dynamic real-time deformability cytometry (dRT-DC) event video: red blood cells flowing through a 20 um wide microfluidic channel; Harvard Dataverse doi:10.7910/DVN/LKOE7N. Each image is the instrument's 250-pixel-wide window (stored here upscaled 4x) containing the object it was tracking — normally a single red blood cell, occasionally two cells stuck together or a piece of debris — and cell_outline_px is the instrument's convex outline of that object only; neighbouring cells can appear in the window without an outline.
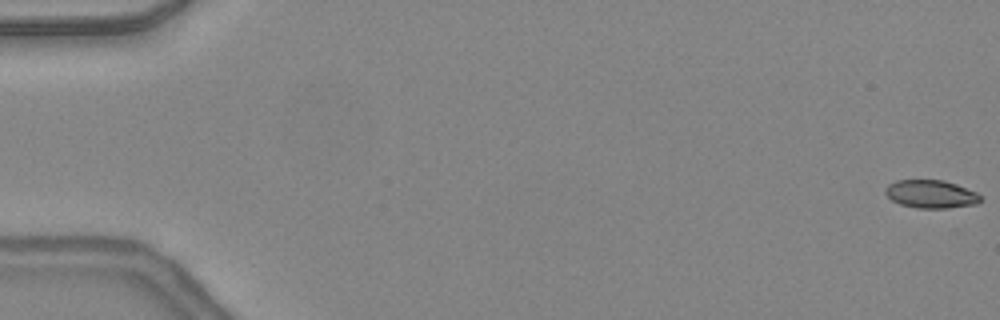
{"species": "common noctule bat (a hibernating species)", "species_latin": "Nyctalus noctula", "temperature_condition": "warm", "stored_images_in_passage": 48, "camera_frame_rate_fps": 3000, "um_per_image_px": 0.085, "animal": {"sex": "female", "body_mass_g": 24.6, "forearm_length_mm": 56.2}, "frame": {"image": 1, "passage_image": 1, "time_ms": 0.0, "image_size_px": [1000, 320], "cell_outline_px": [[980, 200], [976, 204], [948, 208], [916, 208], [900, 204], [892, 200], [884, 192], [884, 188], [888, 184], [896, 180], [944, 180], [956, 184], [976, 192], [980, 196]], "centroid_in_image_um": [79.09, 16.49], "position_along_channel_um": 5.9, "area_um2": 15.55}}
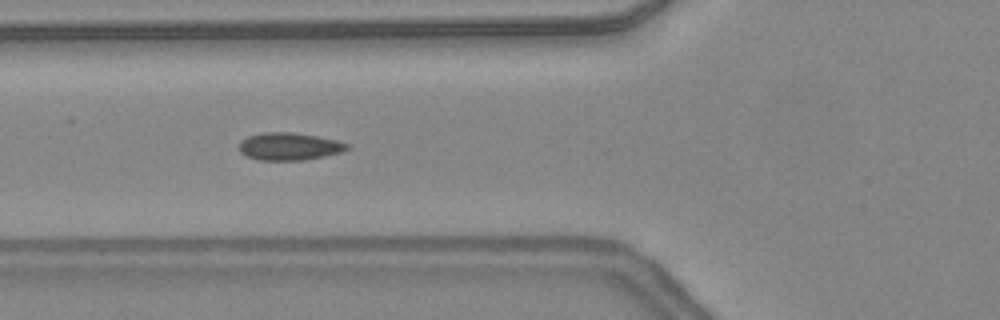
{"frame": {"image": 2, "passage_image": 19, "time_ms": 6.0, "image_size_px": [1000, 320], "cell_outline_px": [[348, 148], [340, 152], [324, 156], [304, 160], [260, 160], [248, 156], [240, 152], [240, 140], [248, 136], [264, 132], [292, 132], [316, 136], [336, 140], [348, 144]], "centroid_in_image_um": [24.56, 12.44], "position_along_channel_um": 101.2, "area_um2": 17.11}}
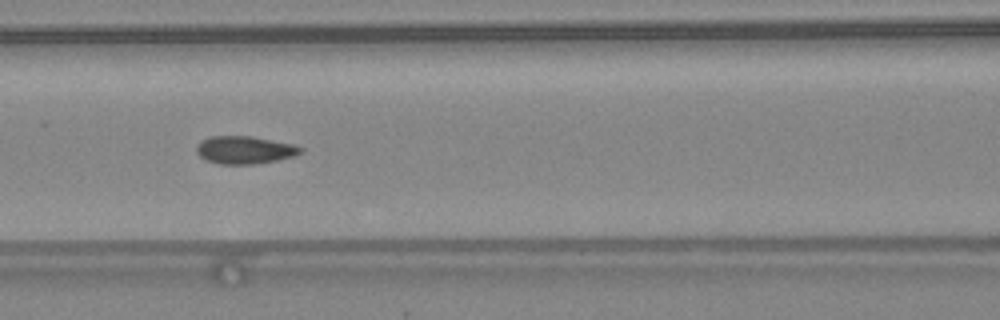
{"frame": {"image": 3, "passage_image": 22, "time_ms": 7.0, "image_size_px": [1000, 320], "cell_outline_px": [[304, 152], [296, 156], [256, 164], [220, 164], [204, 160], [196, 152], [196, 148], [200, 140], [212, 136], [252, 136], [292, 144], [304, 148]], "centroid_in_image_um": [20.8, 12.75], "position_along_channel_um": 145.8, "area_um2": 16.99}, "authors_computed_cell_mechanics": {"area_um2": 16.5308, "velocity_mm_per_s": 4.4027, "shape_relaxation_time_tau1_ms": null, "shape_relaxation_time_tau2_ms": 1.3981, "deformation_change_tau1": null, "deformation_change_tau2": 0.0351}}